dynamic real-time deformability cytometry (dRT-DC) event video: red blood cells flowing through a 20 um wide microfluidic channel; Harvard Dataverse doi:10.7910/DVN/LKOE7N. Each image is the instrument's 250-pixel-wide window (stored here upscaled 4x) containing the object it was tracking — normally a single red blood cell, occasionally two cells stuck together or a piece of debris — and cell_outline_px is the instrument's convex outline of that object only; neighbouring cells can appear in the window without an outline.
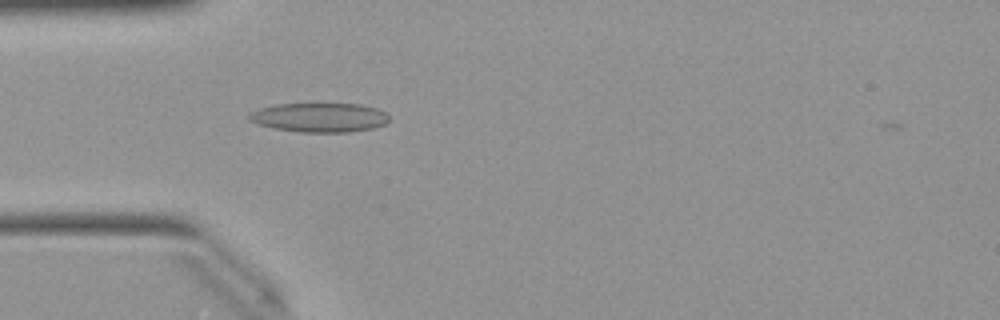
{"species": "Egyptian fruit bat (a non-hibernating species)", "species_latin": "Rousettus aegyptiacus", "temperature_condition": "warm", "stored_images_in_passage": 16, "camera_frame_rate_fps": 3000, "um_per_image_px": 0.085, "animal": {"sex": "female"}, "frame": {"image": 1, "passage_image": 15, "time_ms": 4.667, "image_size_px": [1000, 320], "cell_outline_px": [[388, 120], [384, 124], [372, 128], [348, 132], [300, 132], [272, 128], [256, 124], [248, 120], [248, 116], [252, 112], [260, 108], [276, 104], [360, 104], [376, 108], [384, 112], [388, 116]], "centroid_in_image_um": [27.12, 9.99], "position_along_channel_um": 57.9, "area_um2": 23.76}}